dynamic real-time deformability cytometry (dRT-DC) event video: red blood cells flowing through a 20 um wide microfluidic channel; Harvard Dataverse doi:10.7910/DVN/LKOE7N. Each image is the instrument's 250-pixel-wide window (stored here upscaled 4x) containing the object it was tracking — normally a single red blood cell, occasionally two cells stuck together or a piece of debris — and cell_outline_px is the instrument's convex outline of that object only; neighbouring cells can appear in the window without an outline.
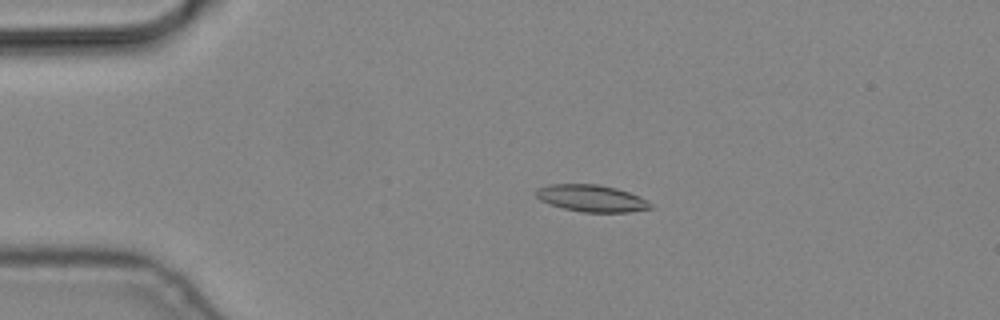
{"species": "common noctule bat (a hibernating species)", "species_latin": "Nyctalus noctula", "temperature_condition": "cold", "stored_images_in_passage": 6, "camera_frame_rate_fps": 3000, "um_per_image_px": 0.085, "animal": {"sex": "male", "body_mass_g": 19.2, "forearm_length_mm": 51.8}, "frame": {"image": 1, "passage_image": 3, "time_ms": 0.667, "image_size_px": [1000, 320], "cell_outline_px": [[656, 208], [628, 212], [580, 212], [548, 204], [540, 200], [536, 196], [536, 192], [540, 188], [548, 184], [596, 184], [616, 188], [640, 196], [652, 204]], "centroid_in_image_um": [50.31, 16.86], "position_along_channel_um": 34.7, "area_um2": 17.98}}
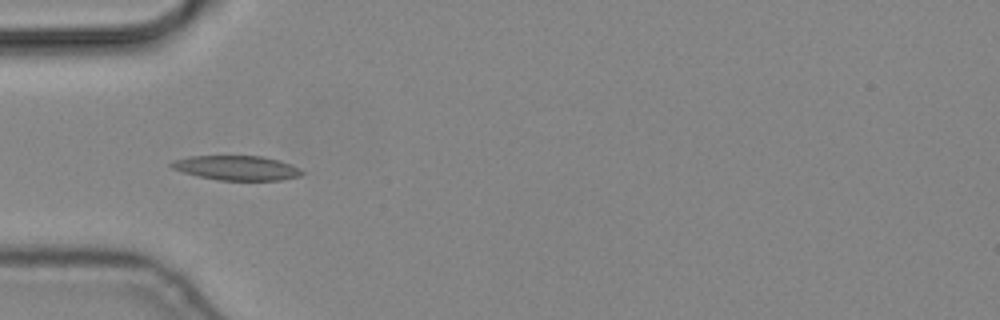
{"frame": {"image": 2, "passage_image": 5, "time_ms": 1.333, "image_size_px": [1000, 320], "cell_outline_px": [[304, 172], [300, 176], [280, 180], [220, 180], [200, 176], [184, 172], [172, 168], [168, 164], [172, 160], [192, 156], [260, 156], [280, 160], [292, 164], [300, 168]], "centroid_in_image_um": [20.14, 14.26], "position_along_channel_um": 64.9, "area_um2": 18.61}}
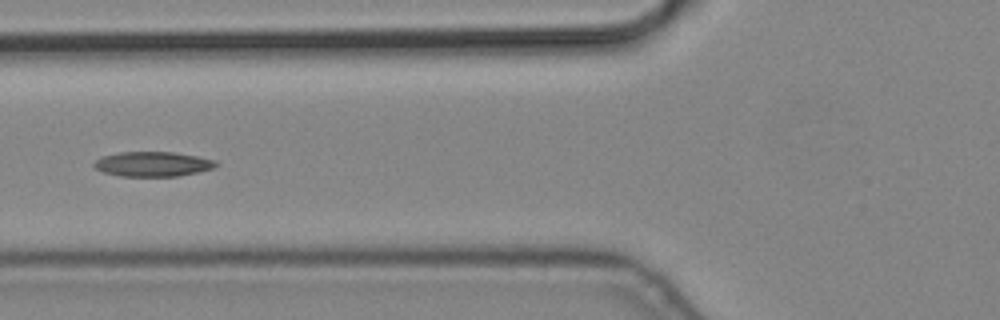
{"frame": {"image": 3, "passage_image": 6, "time_ms": 1.667, "image_size_px": [1000, 320], "cell_outline_px": [[220, 164], [212, 168], [200, 172], [176, 176], [120, 176], [104, 172], [96, 168], [92, 164], [100, 156], [120, 152], [172, 152], [196, 156], [216, 160]], "centroid_in_image_um": [12.99, 13.94], "position_along_channel_um": 112.8, "area_um2": 17.63}}